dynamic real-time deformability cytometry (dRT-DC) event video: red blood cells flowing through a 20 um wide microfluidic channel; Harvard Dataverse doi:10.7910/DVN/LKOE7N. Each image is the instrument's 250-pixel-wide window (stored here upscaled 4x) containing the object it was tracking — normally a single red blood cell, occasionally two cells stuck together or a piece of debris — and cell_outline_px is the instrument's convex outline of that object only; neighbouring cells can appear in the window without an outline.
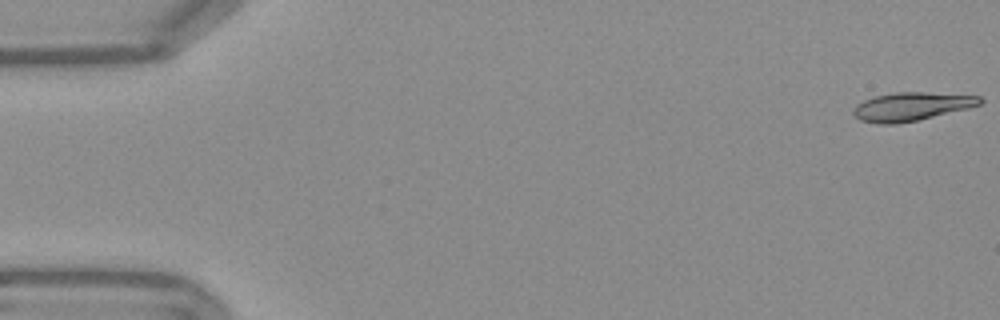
{"species": "Egyptian fruit bat (a non-hibernating species)", "species_latin": "Rousettus aegyptiacus", "temperature_condition": "warm", "stored_images_in_passage": 54, "camera_frame_rate_fps": 3000, "um_per_image_px": 0.085, "frame": {"image": 1, "passage_image": 1, "time_ms": 0.0, "image_size_px": [1000, 320], "cell_outline_px": [[984, 100], [980, 104], [968, 108], [916, 120], [896, 124], [876, 124], [860, 120], [852, 112], [856, 104], [872, 96], [896, 92], [924, 92], [980, 96]], "centroid_in_image_um": [77.43, 9.05], "position_along_channel_um": 7.6, "area_um2": 20.87}}
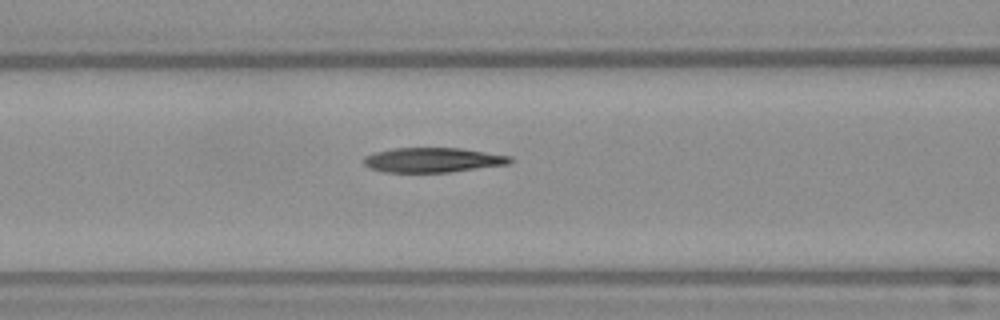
{"frame": {"image": 2, "passage_image": 22, "time_ms": 7.0, "image_size_px": [1000, 320], "cell_outline_px": [[512, 160], [508, 164], [448, 172], [384, 172], [368, 168], [364, 164], [364, 156], [376, 152], [392, 148], [460, 148], [512, 156]], "centroid_in_image_um": [36.76, 13.6], "position_along_channel_um": 129.8, "area_um2": 20.98}}
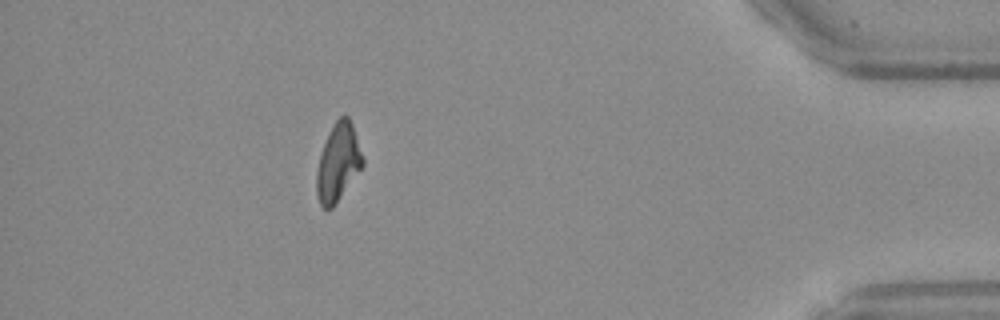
{"frame": {"image": 3, "passage_image": 48, "time_ms": 15.667, "image_size_px": [1000, 320], "cell_outline_px": [[364, 164], [336, 204], [332, 208], [324, 208], [320, 204], [316, 196], [316, 172], [320, 152], [328, 132], [332, 124], [344, 112], [348, 116], [352, 124], [364, 156]], "centroid_in_image_um": [28.73, 13.78], "position_along_channel_um": 406.5, "area_um2": 21.21}, "authors_computed_cell_mechanics": {"area_um2": 21.2704, "velocity_mm_per_s": 3.7803, "shape_relaxation_time_tau1_ms": null, "shape_relaxation_time_tau2_ms": 6.2668, "deformation_change_tau1": null, "deformation_change_tau2": 0.1599}}